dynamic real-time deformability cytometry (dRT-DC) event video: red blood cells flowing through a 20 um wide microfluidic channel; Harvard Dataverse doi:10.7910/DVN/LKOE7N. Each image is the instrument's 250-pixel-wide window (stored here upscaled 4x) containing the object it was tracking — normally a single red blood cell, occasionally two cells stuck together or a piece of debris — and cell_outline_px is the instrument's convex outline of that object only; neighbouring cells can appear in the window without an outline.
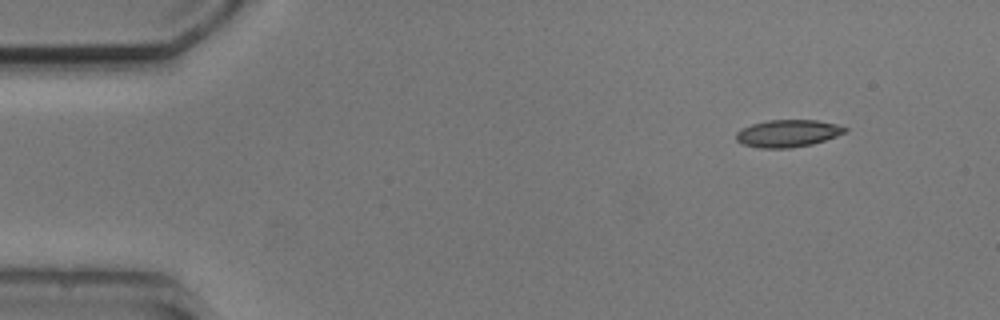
{"species": "common noctule bat (a hibernating species)", "species_latin": "Nyctalus noctula", "temperature_condition": "cold", "stored_images_in_passage": 5, "camera_frame_rate_fps": 3000, "um_per_image_px": 0.085, "animal": {"sex": "male", "body_mass_g": 20.5, "forearm_length_mm": 52.5}, "frame": {"image": 1, "passage_image": 1, "time_ms": 0.0, "image_size_px": [1000, 320], "cell_outline_px": [[848, 132], [812, 144], [792, 148], [760, 148], [744, 144], [736, 140], [736, 132], [752, 124], [768, 120], [816, 120], [836, 124], [848, 128]], "centroid_in_image_um": [66.99, 11.34], "position_along_channel_um": 18.0, "area_um2": 17.22}}
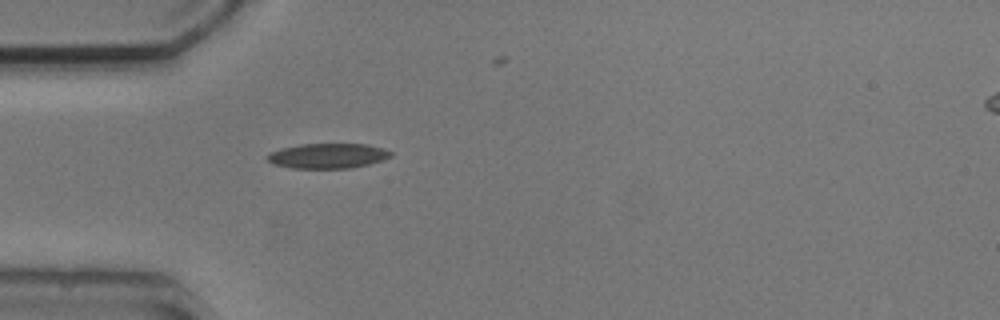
{"frame": {"image": 2, "passage_image": 4, "time_ms": 3.333, "image_size_px": [1000, 320], "cell_outline_px": [[392, 156], [368, 164], [352, 168], [292, 168], [272, 164], [264, 156], [268, 152], [280, 148], [300, 144], [368, 144], [392, 152]], "centroid_in_image_um": [27.78, 13.24], "position_along_channel_um": 57.2, "area_um2": 18.03}}